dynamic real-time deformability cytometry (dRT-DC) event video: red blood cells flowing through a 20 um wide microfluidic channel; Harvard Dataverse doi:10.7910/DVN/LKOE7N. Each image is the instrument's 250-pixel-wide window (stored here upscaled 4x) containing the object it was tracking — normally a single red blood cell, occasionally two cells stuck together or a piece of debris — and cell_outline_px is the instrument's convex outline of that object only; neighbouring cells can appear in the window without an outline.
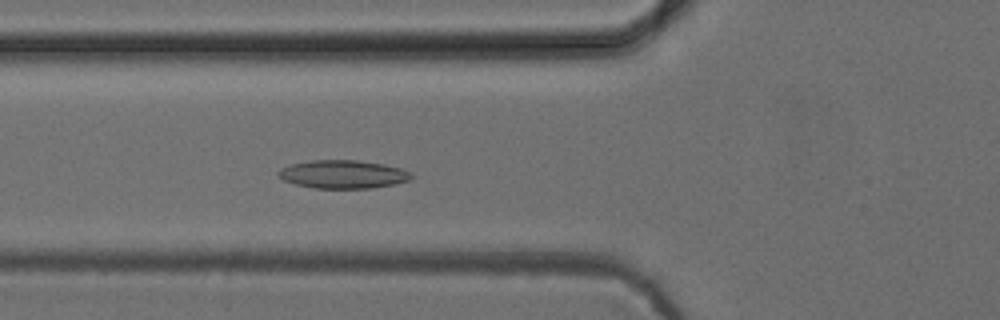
{"species": "common noctule bat (a hibernating species)", "species_latin": "Nyctalus noctula", "temperature_condition": "cold", "stored_images_in_passage": 46, "camera_frame_rate_fps": 3000, "um_per_image_px": 0.085, "animal": {"sex": "female", "body_mass_g": 24.6, "forearm_length_mm": 56.2}, "frame": {"image": 1, "passage_image": 12, "time_ms": 3.667, "image_size_px": [1000, 320], "cell_outline_px": [[412, 176], [408, 180], [396, 184], [372, 188], [316, 188], [296, 184], [284, 180], [276, 176], [276, 172], [280, 168], [292, 164], [312, 160], [356, 160], [384, 164], [400, 168], [412, 172]], "centroid_in_image_um": [29.14, 14.81], "position_along_channel_um": 96.7, "area_um2": 21.91}}
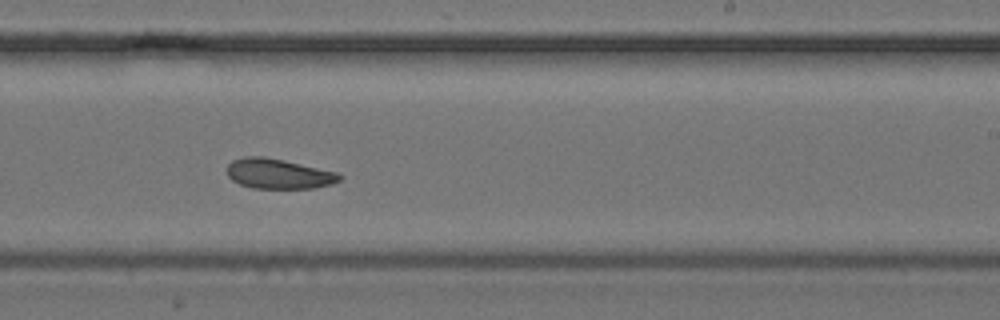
{"frame": {"image": 2, "passage_image": 25, "time_ms": 8.0, "image_size_px": [1000, 320], "cell_outline_px": [[344, 176], [340, 180], [332, 184], [312, 188], [252, 188], [240, 184], [232, 180], [228, 176], [228, 164], [232, 160], [244, 156], [264, 156], [284, 160], [336, 172]], "centroid_in_image_um": [23.66, 14.76], "position_along_channel_um": 265.3, "area_um2": 19.65}}
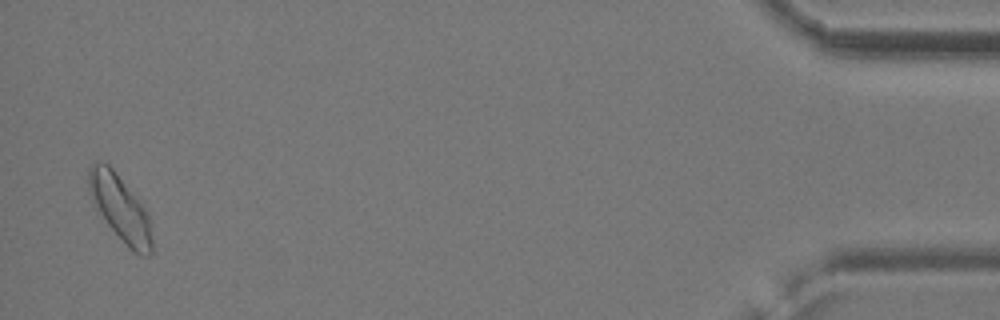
{"frame": {"image": 3, "passage_image": 44, "time_ms": 14.333, "image_size_px": [1000, 320], "cell_outline_px": [[152, 252], [148, 256], [140, 256], [132, 252], [128, 248], [108, 224], [100, 212], [88, 192], [88, 168], [92, 164], [100, 160], [108, 164], [112, 168], [144, 208], [148, 216], [152, 240]], "centroid_in_image_um": [10.21, 17.71], "position_along_channel_um": 425.0, "area_um2": 23.76}, "authors_computed_cell_mechanics": {"area_um2": 20.808, "velocity_mm_per_s": 3.8925, "shape_relaxation_time_tau1_ms": null, "shape_relaxation_time_tau2_ms": 6.2159, "deformation_change_tau1": null, "deformation_change_tau2": 0.1183}}